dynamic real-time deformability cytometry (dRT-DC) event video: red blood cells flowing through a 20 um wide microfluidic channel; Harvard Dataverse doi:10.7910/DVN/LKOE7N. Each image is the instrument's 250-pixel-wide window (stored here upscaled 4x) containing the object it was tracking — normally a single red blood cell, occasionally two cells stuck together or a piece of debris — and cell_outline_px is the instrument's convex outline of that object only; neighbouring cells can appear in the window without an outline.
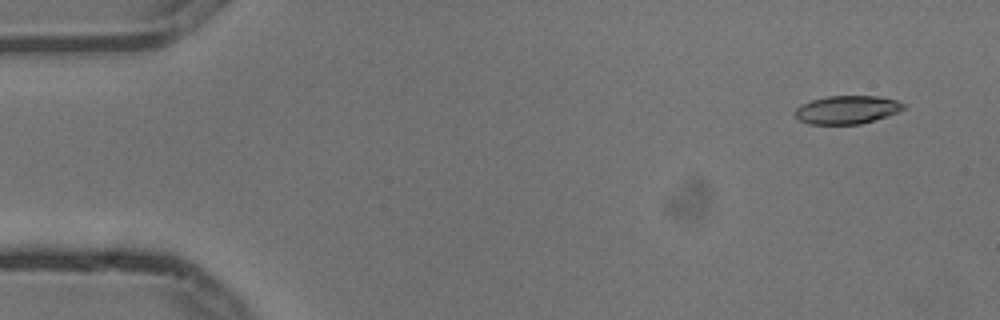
{"species": "common noctule bat (a hibernating species)", "species_latin": "Nyctalus noctula", "temperature_condition": "cold", "stored_images_in_passage": 7, "camera_frame_rate_fps": 3000, "um_per_image_px": 0.085, "animal": {"sex": "male", "body_mass_g": 13.3}, "frame": {"image": 1, "passage_image": 1, "time_ms": 0.0, "image_size_px": [1000, 320], "cell_outline_px": [[904, 108], [888, 116], [860, 124], [808, 124], [800, 120], [796, 116], [796, 108], [812, 100], [828, 96], [876, 96], [896, 100], [904, 104]], "centroid_in_image_um": [72.0, 9.33], "position_along_channel_um": 13.0, "area_um2": 17.57}}
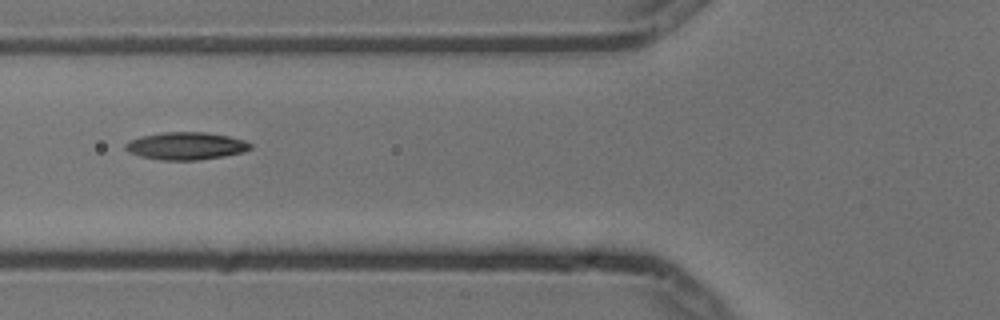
{"frame": {"image": 2, "passage_image": 6, "time_ms": 1.667, "image_size_px": [1000, 320], "cell_outline_px": [[252, 148], [244, 152], [224, 156], [196, 160], [160, 160], [140, 156], [128, 152], [124, 148], [124, 144], [128, 140], [140, 136], [160, 132], [204, 132], [228, 136], [244, 140], [252, 144]], "centroid_in_image_um": [15.77, 12.4], "position_along_channel_um": 110.0, "area_um2": 20.23}}
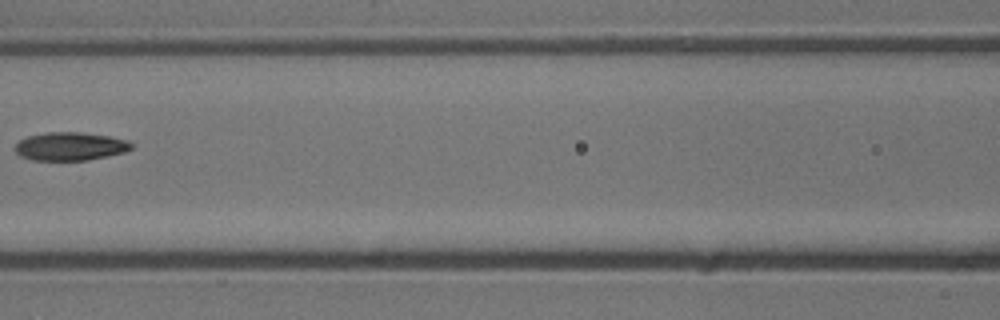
{"frame": {"image": 3, "passage_image": 7, "time_ms": 2.0, "image_size_px": [1000, 320], "cell_outline_px": [[132, 148], [124, 152], [108, 156], [88, 160], [32, 160], [20, 156], [16, 152], [16, 144], [20, 140], [28, 136], [48, 132], [80, 132], [108, 136], [128, 140], [132, 144]], "centroid_in_image_um": [5.97, 12.44], "position_along_channel_um": 160.6, "area_um2": 19.07}}